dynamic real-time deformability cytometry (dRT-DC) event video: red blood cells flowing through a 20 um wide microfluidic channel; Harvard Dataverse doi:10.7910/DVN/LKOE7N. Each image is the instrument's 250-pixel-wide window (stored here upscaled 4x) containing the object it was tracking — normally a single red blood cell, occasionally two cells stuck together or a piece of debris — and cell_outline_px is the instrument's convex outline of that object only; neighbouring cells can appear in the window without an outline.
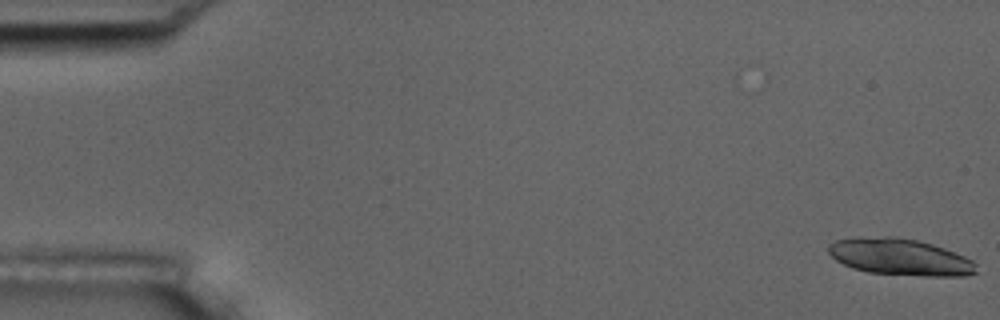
{"species": "common noctule bat (a hibernating species)", "species_latin": "Nyctalus noctula", "temperature_condition": "room temperature", "stored_images_in_passage": 27, "camera_frame_rate_fps": 3000, "um_per_image_px": 0.085, "animal": {"sex": "male", "body_mass_g": 17.5, "forearm_length_mm": 52.3}, "frame": {"image": 1, "passage_image": 1, "time_ms": 0.0, "image_size_px": [1000, 320], "cell_outline_px": [[976, 272], [964, 276], [920, 276], [868, 272], [852, 268], [836, 260], [828, 252], [828, 244], [836, 240], [856, 236], [896, 236], [916, 240], [932, 244], [944, 248], [964, 256], [972, 260], [976, 264]], "centroid_in_image_um": [76.47, 21.83], "position_along_channel_um": 8.5, "area_um2": 31.79}}
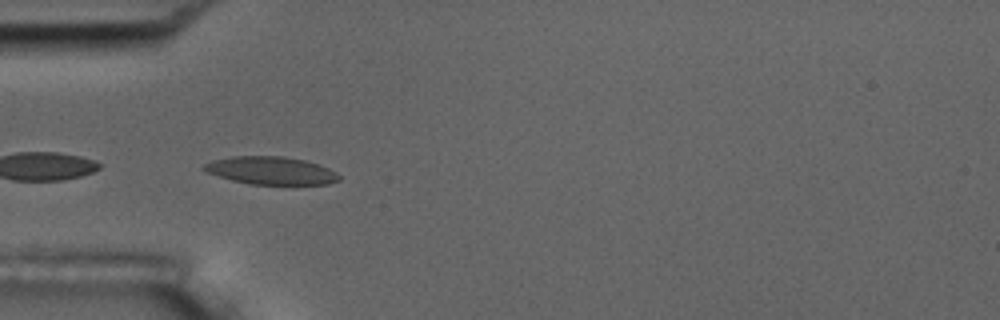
{"frame": {"image": 2, "passage_image": 18, "time_ms": 5.667, "image_size_px": [1000, 320], "cell_outline_px": [[340, 180], [328, 184], [248, 184], [232, 180], [208, 172], [200, 168], [204, 164], [212, 160], [232, 156], [284, 156], [304, 160], [328, 168], [336, 172], [340, 176]], "centroid_in_image_um": [23.02, 14.49], "position_along_channel_um": 62.0, "area_um2": 21.79}}